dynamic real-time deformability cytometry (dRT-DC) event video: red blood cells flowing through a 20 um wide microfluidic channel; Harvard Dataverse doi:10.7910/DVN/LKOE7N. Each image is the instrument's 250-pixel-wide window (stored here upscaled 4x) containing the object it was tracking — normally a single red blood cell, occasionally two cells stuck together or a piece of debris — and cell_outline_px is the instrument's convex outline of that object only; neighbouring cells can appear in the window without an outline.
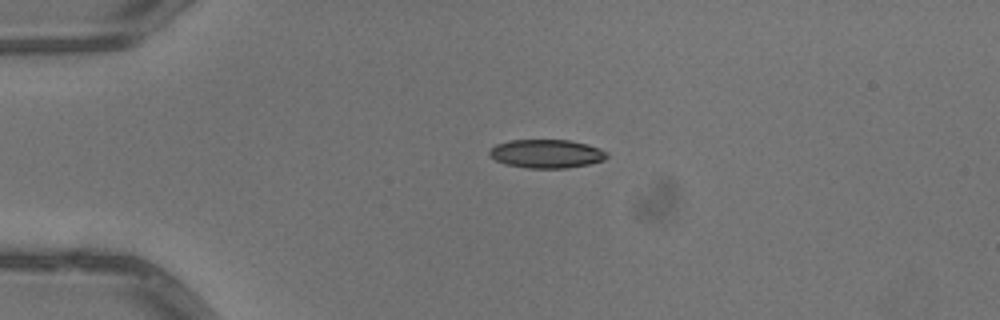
{"species": "common noctule bat (a hibernating species)", "species_latin": "Nyctalus noctula", "temperature_condition": "warm", "stored_images_in_passage": 2, "camera_frame_rate_fps": 3000, "um_per_image_px": 0.085, "animal": {"sex": "male", "body_mass_g": 13.3}, "frame": {"image": 1, "passage_image": 1, "time_ms": 0.0, "image_size_px": [1000, 320], "cell_outline_px": [[608, 156], [604, 160], [588, 164], [568, 168], [528, 168], [504, 164], [488, 156], [488, 148], [496, 144], [508, 140], [568, 140], [588, 144], [600, 148], [608, 152]], "centroid_in_image_um": [46.42, 13.06], "position_along_channel_um": 38.6, "area_um2": 19.83}}